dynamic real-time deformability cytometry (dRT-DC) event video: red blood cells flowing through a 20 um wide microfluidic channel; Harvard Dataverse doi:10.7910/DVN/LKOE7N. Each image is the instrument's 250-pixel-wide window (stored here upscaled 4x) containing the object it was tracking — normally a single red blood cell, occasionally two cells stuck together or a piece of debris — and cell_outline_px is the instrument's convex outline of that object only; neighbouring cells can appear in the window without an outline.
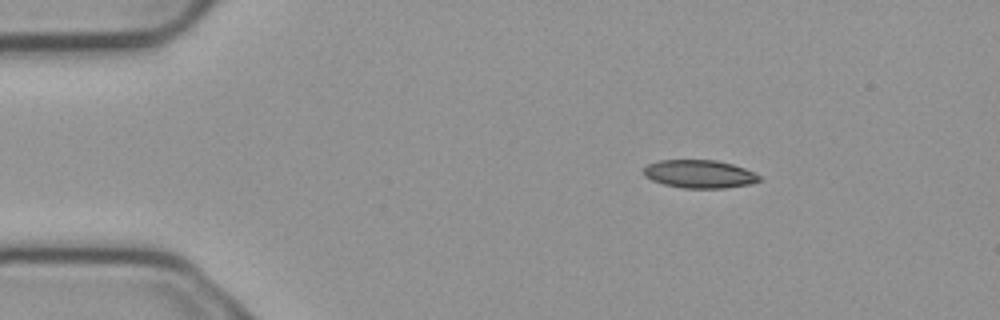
{"species": "common noctule bat (a hibernating species)", "species_latin": "Nyctalus noctula", "temperature_condition": "cold", "stored_images_in_passage": 2, "camera_frame_rate_fps": 3000, "um_per_image_px": 0.085, "animal": {"sex": "male", "body_mass_g": 23.1, "forearm_length_mm": 52.7}, "frame": {"image": 1, "passage_image": 1, "time_ms": 0.0, "image_size_px": [1000, 320], "cell_outline_px": [[760, 180], [748, 184], [724, 188], [684, 188], [664, 184], [652, 180], [644, 176], [644, 168], [648, 164], [660, 160], [716, 160], [732, 164], [756, 172], [760, 176]], "centroid_in_image_um": [59.45, 14.78], "position_along_channel_um": 25.5, "area_um2": 18.84}}